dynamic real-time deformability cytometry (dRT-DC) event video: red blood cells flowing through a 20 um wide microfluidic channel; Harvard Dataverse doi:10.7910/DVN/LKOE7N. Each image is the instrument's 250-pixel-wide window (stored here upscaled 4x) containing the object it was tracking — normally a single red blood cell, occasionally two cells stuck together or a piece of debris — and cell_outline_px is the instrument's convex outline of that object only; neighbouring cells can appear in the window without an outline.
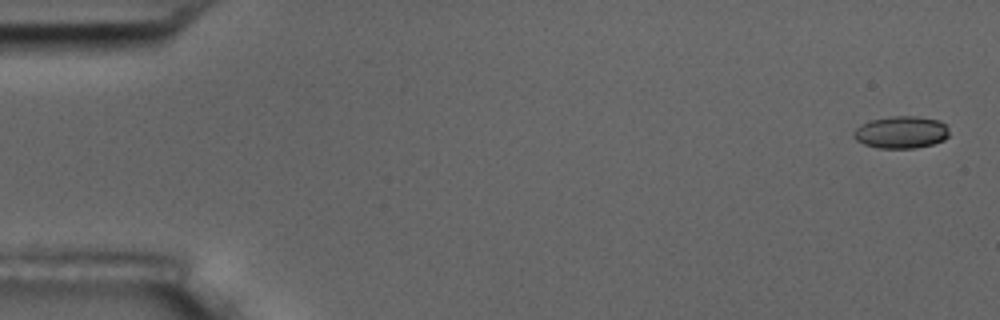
{"species": "common noctule bat (a hibernating species)", "species_latin": "Nyctalus noctula", "temperature_condition": "room temperature", "stored_images_in_passage": 5, "camera_frame_rate_fps": 3000, "um_per_image_px": 0.085, "animal": {"sex": "male", "body_mass_g": 17.5, "forearm_length_mm": 52.3}, "frame": {"image": 1, "passage_image": 1, "time_ms": 0.0, "image_size_px": [1000, 320], "cell_outline_px": [[948, 136], [944, 140], [932, 144], [916, 148], [880, 148], [864, 144], [856, 140], [852, 136], [852, 132], [860, 124], [872, 120], [892, 116], [916, 116], [940, 120], [948, 124]], "centroid_in_image_um": [76.61, 11.23], "position_along_channel_um": 8.4, "area_um2": 18.09}}
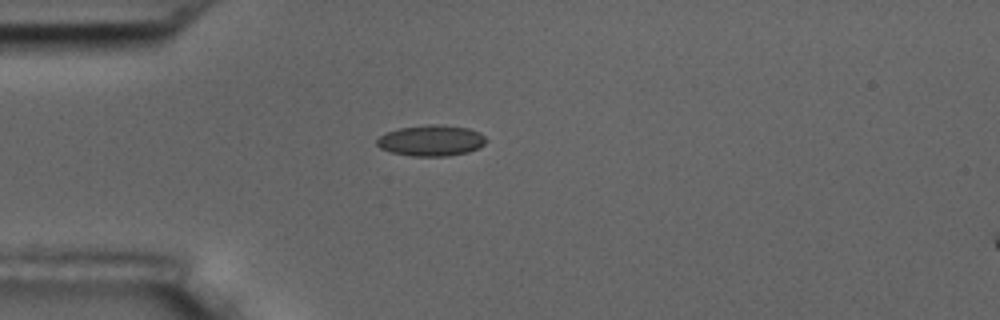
{"frame": {"image": 2, "passage_image": 5, "time_ms": 4.667, "image_size_px": [1000, 320], "cell_outline_px": [[488, 140], [484, 144], [468, 152], [448, 156], [412, 156], [392, 152], [380, 148], [376, 144], [376, 140], [380, 136], [388, 132], [400, 128], [428, 124], [436, 124], [468, 128], [480, 132]], "centroid_in_image_um": [36.66, 11.94], "position_along_channel_um": 48.3, "area_um2": 19.59}}